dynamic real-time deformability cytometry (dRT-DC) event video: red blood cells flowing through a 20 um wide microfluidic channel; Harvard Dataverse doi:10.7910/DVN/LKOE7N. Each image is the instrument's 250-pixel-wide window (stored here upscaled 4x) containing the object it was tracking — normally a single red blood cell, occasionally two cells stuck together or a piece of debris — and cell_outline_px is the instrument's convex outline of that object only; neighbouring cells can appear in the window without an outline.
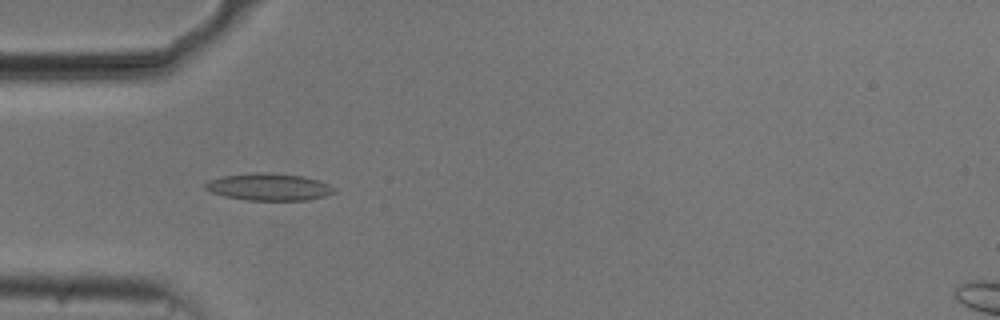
{"species": "common noctule bat (a hibernating species)", "species_latin": "Nyctalus noctula", "temperature_condition": "cold", "stored_images_in_passage": 54, "camera_frame_rate_fps": 3000, "um_per_image_px": 0.085, "animal": {"sex": "male", "body_mass_g": 20.5, "forearm_length_mm": 52.5}, "frame": {"image": 1, "passage_image": 17, "time_ms": 5.333, "image_size_px": [1000, 320], "cell_outline_px": [[336, 192], [324, 196], [308, 200], [248, 200], [224, 196], [212, 192], [204, 188], [204, 184], [208, 180], [224, 176], [256, 172], [264, 172], [304, 176], [328, 184], [336, 188]], "centroid_in_image_um": [22.86, 15.89], "position_along_channel_um": 62.1, "area_um2": 20.29}}
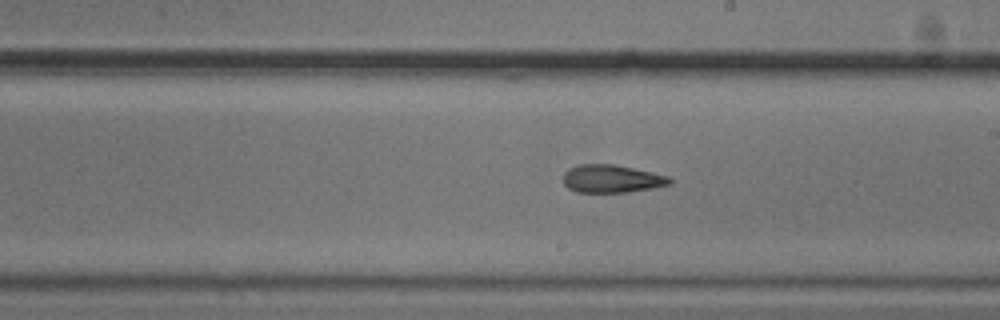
{"frame": {"image": 2, "passage_image": 31, "time_ms": 10.0, "image_size_px": [1000, 320], "cell_outline_px": [[672, 184], [652, 188], [624, 192], [576, 192], [568, 188], [564, 184], [564, 172], [568, 168], [580, 164], [616, 164], [652, 172], [668, 176], [672, 180]], "centroid_in_image_um": [51.99, 15.18], "position_along_channel_um": 237.0, "area_um2": 17.34}}
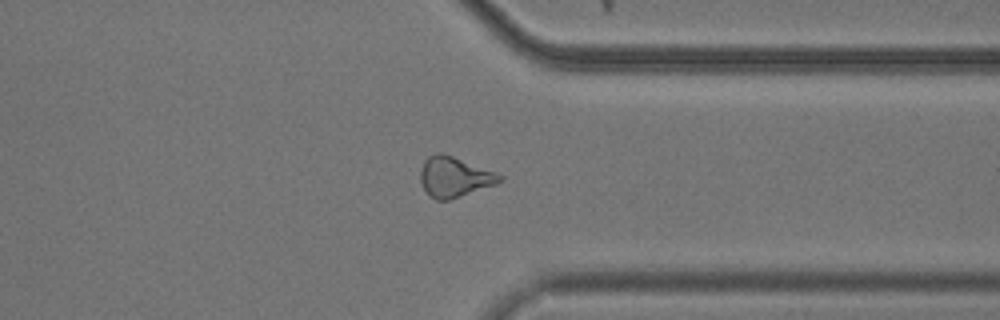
{"frame": {"image": 3, "passage_image": 42, "time_ms": 13.667, "image_size_px": [1000, 320], "cell_outline_px": [[504, 180], [496, 184], [448, 200], [436, 200], [424, 188], [420, 180], [420, 172], [424, 160], [428, 156], [436, 152], [440, 152], [452, 156], [496, 172], [504, 176]], "centroid_in_image_um": [38.63, 15.02], "position_along_channel_um": 372.8, "area_um2": 18.38}, "authors_computed_cell_mechanics": {"area_um2": 18.7561, "velocity_mm_per_s": 3.7696, "shape_relaxation_time_tau1_ms": null, "shape_relaxation_time_tau2_ms": 4.1888, "deformation_change_tau1": null, "deformation_change_tau2": 0.1449}}